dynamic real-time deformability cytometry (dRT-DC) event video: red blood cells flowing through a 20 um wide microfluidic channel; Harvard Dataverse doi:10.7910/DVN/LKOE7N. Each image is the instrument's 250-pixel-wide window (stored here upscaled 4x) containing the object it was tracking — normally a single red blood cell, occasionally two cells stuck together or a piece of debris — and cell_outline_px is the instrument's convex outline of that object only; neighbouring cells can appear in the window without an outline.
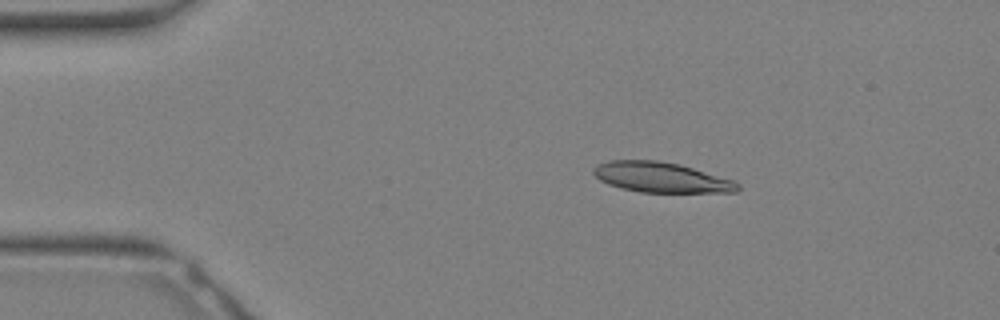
{"species": "Egyptian fruit bat (a non-hibernating species)", "species_latin": "Rousettus aegyptiacus", "temperature_condition": "warm", "stored_images_in_passage": 14, "camera_frame_rate_fps": 3000, "um_per_image_px": 0.085, "animal": {"sex": "female"}, "frame": {"image": 1, "passage_image": 6, "time_ms": 1.667, "image_size_px": [1000, 320], "cell_outline_px": [[740, 188], [736, 192], [640, 192], [620, 188], [608, 184], [600, 180], [592, 172], [592, 168], [596, 164], [608, 160], [660, 160], [680, 164], [732, 180], [740, 184]], "centroid_in_image_um": [56.15, 15.06], "position_along_channel_um": 28.9, "area_um2": 25.43}}
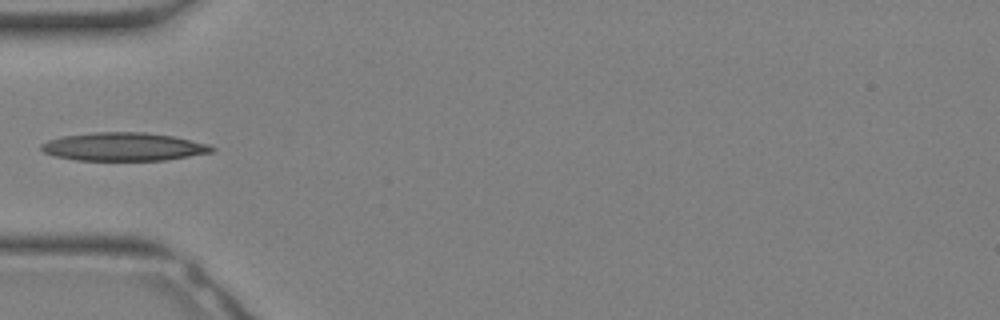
{"frame": {"image": 2, "passage_image": 11, "time_ms": 3.333, "image_size_px": [1000, 320], "cell_outline_px": [[216, 148], [212, 152], [164, 160], [76, 160], [56, 156], [44, 152], [40, 148], [40, 144], [48, 140], [64, 136], [92, 132], [144, 132], [172, 136], [208, 144]], "centroid_in_image_um": [10.48, 12.47], "position_along_channel_um": 74.5, "area_um2": 27.86}}
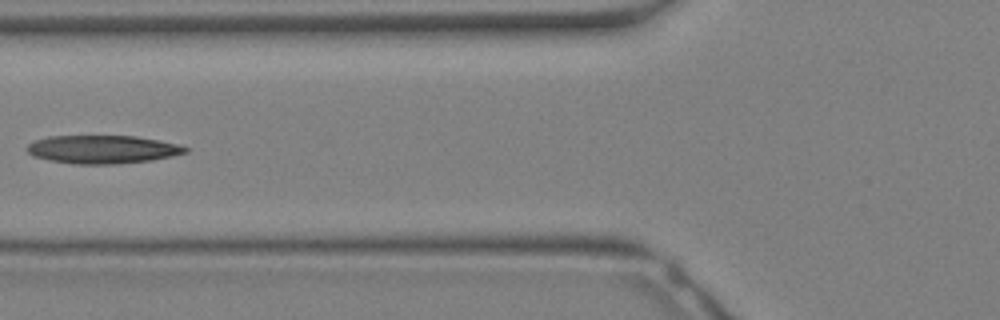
{"frame": {"image": 3, "passage_image": 13, "time_ms": 4.0, "image_size_px": [1000, 320], "cell_outline_px": [[188, 152], [172, 156], [152, 160], [116, 164], [76, 164], [48, 160], [32, 156], [24, 148], [28, 144], [36, 140], [48, 136], [136, 136], [160, 140], [176, 144], [188, 148]], "centroid_in_image_um": [8.69, 12.7], "position_along_channel_um": 117.1, "area_um2": 26.13}}